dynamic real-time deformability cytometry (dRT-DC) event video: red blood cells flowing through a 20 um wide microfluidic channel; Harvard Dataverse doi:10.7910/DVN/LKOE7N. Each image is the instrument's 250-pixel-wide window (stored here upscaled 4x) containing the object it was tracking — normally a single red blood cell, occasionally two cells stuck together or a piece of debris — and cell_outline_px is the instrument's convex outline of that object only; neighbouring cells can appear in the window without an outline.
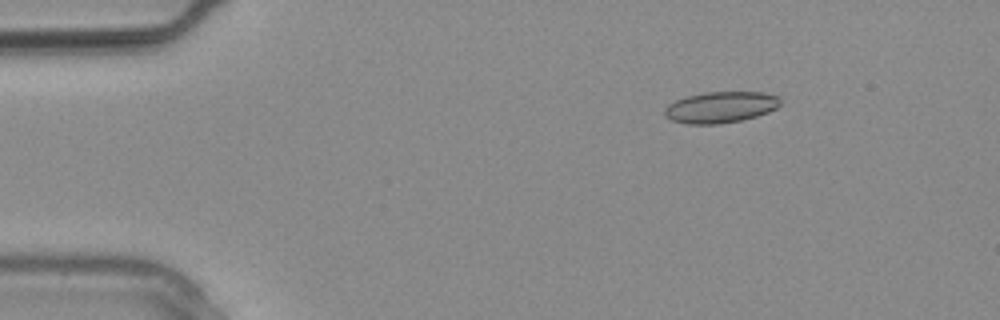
{"species": "common noctule bat (a hibernating species)", "species_latin": "Nyctalus noctula", "temperature_condition": "warm", "stored_images_in_passage": 2, "camera_frame_rate_fps": 3000, "um_per_image_px": 0.085, "animal": {"sex": "male", "body_mass_g": 20.4}, "frame": {"image": 1, "passage_image": 1, "time_ms": 0.0, "image_size_px": [1000, 320], "cell_outline_px": [[780, 104], [776, 108], [768, 112], [756, 116], [740, 120], [720, 124], [688, 124], [672, 120], [664, 116], [664, 108], [668, 104], [676, 100], [688, 96], [704, 92], [764, 92], [780, 96]], "centroid_in_image_um": [61.25, 9.11], "position_along_channel_um": 23.8, "area_um2": 21.1}}